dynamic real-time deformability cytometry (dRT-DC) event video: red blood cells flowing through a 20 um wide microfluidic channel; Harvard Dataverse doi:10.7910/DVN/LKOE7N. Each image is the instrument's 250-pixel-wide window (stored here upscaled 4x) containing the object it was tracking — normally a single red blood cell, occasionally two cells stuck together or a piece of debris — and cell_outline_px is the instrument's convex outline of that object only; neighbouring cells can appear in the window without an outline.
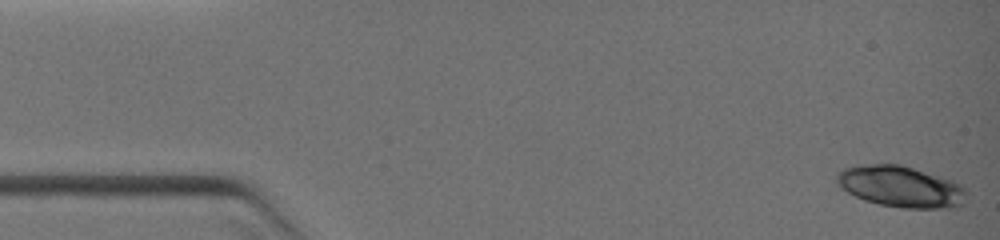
{"species": "common noctule bat (a hibernating species)", "species_latin": "Nyctalus noctula", "temperature_condition": "warm", "stored_images_in_passage": 36, "camera_frame_rate_fps": 3000, "um_per_image_px": 0.085, "animal": {"sex": "female", "body_mass_g": 19.0, "forearm_length_mm": 51.5}, "frame": {"image": 1, "passage_image": 1, "time_ms": 0.0, "image_size_px": [1000, 240], "cell_outline_px": [[968, 192], [964, 204], [956, 208], [900, 208], [880, 204], [864, 200], [840, 188], [836, 184], [836, 172], [844, 168], [856, 164], [900, 164], [940, 176], [952, 180], [960, 184]], "centroid_in_image_um": [76.56, 15.86], "position_along_channel_um": 8.4, "area_um2": 31.62}}
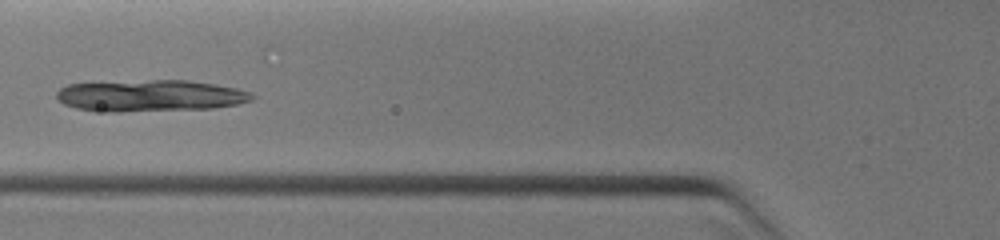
{"frame": {"image": 2, "passage_image": 14, "time_ms": 4.333, "image_size_px": [1000, 240], "cell_outline_px": [[256, 96], [252, 100], [236, 104], [212, 108], [120, 112], [108, 112], [76, 108], [64, 104], [56, 100], [56, 92], [60, 88], [68, 84], [152, 80], [188, 80], [216, 84], [236, 88], [252, 92]], "centroid_in_image_um": [12.77, 8.14], "position_along_channel_um": 113.0, "area_um2": 36.07}}
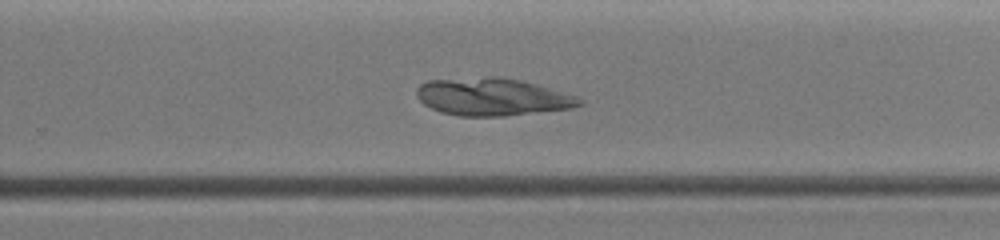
{"frame": {"image": 3, "passage_image": 24, "time_ms": 7.667, "image_size_px": [1000, 240], "cell_outline_px": [[584, 104], [572, 108], [504, 116], [460, 116], [440, 112], [424, 104], [416, 96], [416, 88], [420, 84], [428, 80], [488, 76], [500, 76], [520, 80], [536, 84], [576, 96], [584, 100]], "centroid_in_image_um": [41.84, 8.23], "position_along_channel_um": 288.0, "area_um2": 35.78}}